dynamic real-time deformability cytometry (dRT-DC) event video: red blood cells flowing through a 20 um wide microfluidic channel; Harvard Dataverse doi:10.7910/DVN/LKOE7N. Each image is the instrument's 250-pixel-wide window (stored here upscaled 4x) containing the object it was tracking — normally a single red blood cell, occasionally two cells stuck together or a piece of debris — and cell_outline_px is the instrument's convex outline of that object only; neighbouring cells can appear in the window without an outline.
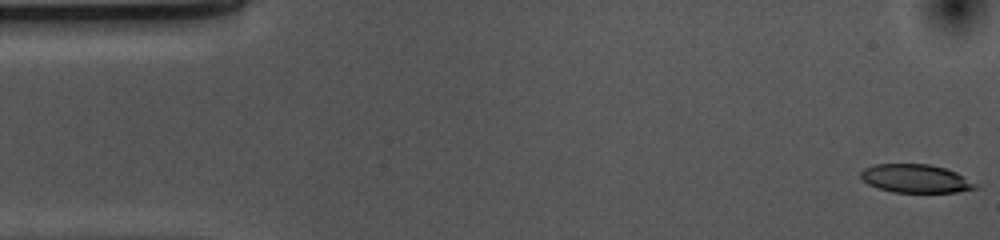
{"species": "common noctule bat (a hibernating species)", "species_latin": "Nyctalus noctula", "temperature_condition": "cold", "stored_images_in_passage": 53, "camera_frame_rate_fps": 3000, "um_per_image_px": 0.085, "animal": {"sex": "female", "body_mass_g": 10.0, "forearm_length_mm": 53.1}, "frame": {"image": 1, "passage_image": 1, "time_ms": 0.0, "image_size_px": [1000, 240], "cell_outline_px": [[980, 188], [956, 192], [892, 192], [876, 188], [868, 184], [860, 176], [860, 172], [864, 168], [876, 164], [928, 164], [944, 168], [956, 172], [980, 184]], "centroid_in_image_um": [77.87, 15.18], "position_along_channel_um": 7.1, "area_um2": 19.13}}
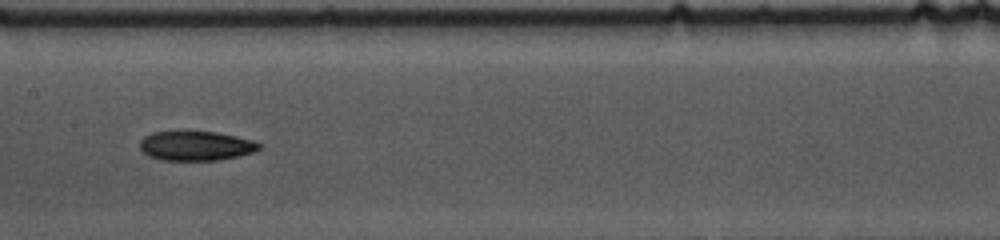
{"frame": {"image": 2, "passage_image": 25, "time_ms": 8.0, "image_size_px": [1000, 240], "cell_outline_px": [[260, 148], [252, 152], [240, 156], [216, 160], [160, 160], [148, 156], [140, 148], [140, 140], [144, 136], [152, 132], [216, 132], [236, 136], [252, 140], [260, 144]], "centroid_in_image_um": [16.63, 12.4], "position_along_channel_um": 190.8, "area_um2": 20.35}}
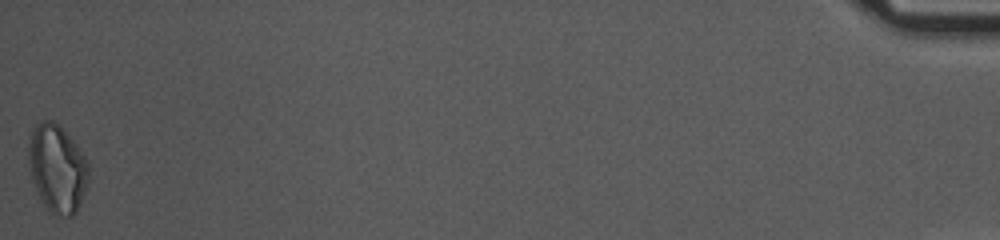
{"frame": {"image": 3, "passage_image": 53, "time_ms": 17.333, "image_size_px": [1000, 240], "cell_outline_px": [[88, 184], [80, 204], [76, 212], [72, 216], [60, 216], [48, 212], [32, 180], [28, 160], [28, 136], [32, 128], [40, 120], [52, 120], [60, 124], [88, 160]], "centroid_in_image_um": [4.86, 14.28], "position_along_channel_um": 430.3, "area_um2": 31.1}, "authors_computed_cell_mechanics": {"area_um2": 21.2126, "velocity_mm_per_s": 3.6892, "shape_relaxation_time_tau1_ms": 5.8314, "shape_relaxation_time_tau2_ms": null, "deformation_change_tau1": 0.1344, "deformation_change_tau2": null}}